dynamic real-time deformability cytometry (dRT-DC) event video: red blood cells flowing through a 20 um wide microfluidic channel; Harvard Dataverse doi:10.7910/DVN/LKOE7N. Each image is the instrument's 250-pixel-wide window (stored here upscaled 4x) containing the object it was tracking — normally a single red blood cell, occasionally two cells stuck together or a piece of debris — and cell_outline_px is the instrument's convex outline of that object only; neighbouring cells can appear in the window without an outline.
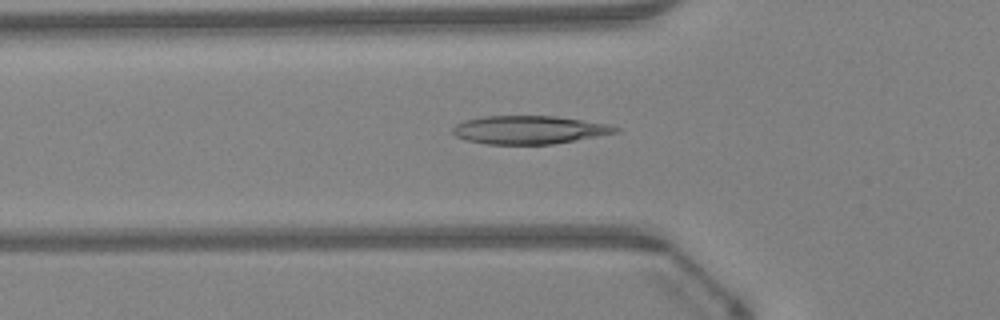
{"species": "Egyptian fruit bat (a non-hibernating species)", "species_latin": "Rousettus aegyptiacus", "temperature_condition": "warm", "stored_images_in_passage": 45, "camera_frame_rate_fps": 3000, "um_per_image_px": 0.085, "animal": {"sex": "female"}, "frame": {"image": 1, "passage_image": 11, "time_ms": 3.333, "image_size_px": [1000, 320], "cell_outline_px": [[620, 132], [576, 140], [552, 144], [488, 144], [468, 140], [456, 136], [452, 132], [452, 128], [456, 124], [464, 120], [484, 116], [556, 116], [608, 124], [620, 128]], "centroid_in_image_um": [44.99, 11.03], "position_along_channel_um": 80.8, "area_um2": 26.7}}
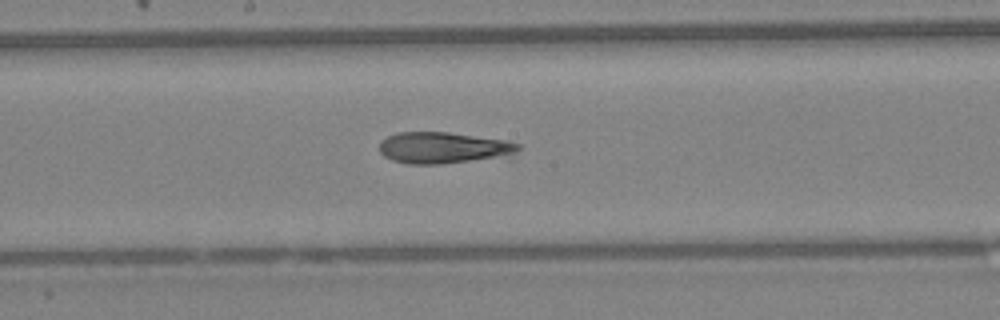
{"frame": {"image": 2, "passage_image": 20, "time_ms": 6.333, "image_size_px": [1000, 320], "cell_outline_px": [[520, 148], [516, 152], [468, 160], [440, 164], [408, 164], [392, 160], [384, 156], [380, 152], [380, 140], [396, 132], [448, 132], [508, 140], [520, 144]], "centroid_in_image_um": [37.58, 12.53], "position_along_channel_um": 210.6, "area_um2": 24.85}}
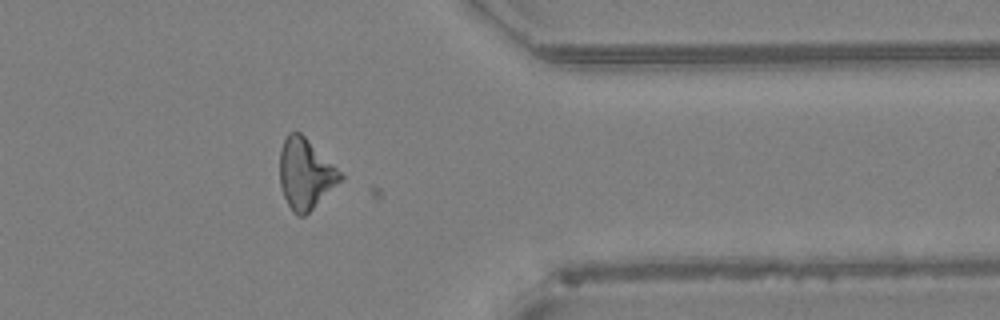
{"frame": {"image": 3, "passage_image": 33, "time_ms": 10.667, "image_size_px": [1000, 320], "cell_outline_px": [[344, 176], [304, 216], [296, 216], [292, 212], [284, 196], [280, 184], [280, 152], [284, 140], [288, 132], [300, 132]], "centroid_in_image_um": [25.91, 14.77], "position_along_channel_um": 385.5, "area_um2": 24.04}}